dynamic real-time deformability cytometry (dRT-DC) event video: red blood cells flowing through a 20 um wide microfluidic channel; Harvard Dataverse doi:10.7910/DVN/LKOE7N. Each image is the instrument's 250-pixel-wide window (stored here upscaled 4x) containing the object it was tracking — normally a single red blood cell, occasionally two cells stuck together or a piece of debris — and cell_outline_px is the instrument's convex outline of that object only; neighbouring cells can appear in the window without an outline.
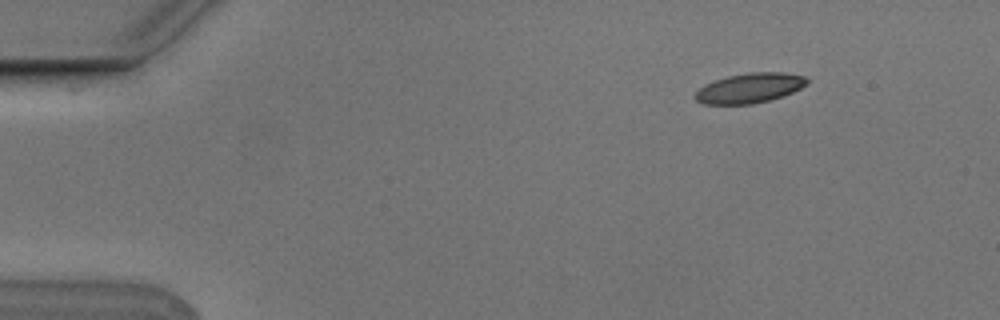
{"species": "Egyptian fruit bat (a non-hibernating species)", "species_latin": "Rousettus aegyptiacus", "temperature_condition": "cold", "stored_images_in_passage": 4, "camera_frame_rate_fps": 3000, "um_per_image_px": 0.085, "animal": {"sex": "male"}, "frame": {"image": 1, "passage_image": 1, "time_ms": 0.0, "image_size_px": [1000, 320], "cell_outline_px": [[808, 84], [784, 96], [752, 104], [704, 104], [696, 100], [692, 96], [704, 84], [728, 76], [748, 72], [784, 72], [804, 76], [808, 80]], "centroid_in_image_um": [63.71, 7.48], "position_along_channel_um": 21.3, "area_um2": 19.48}}